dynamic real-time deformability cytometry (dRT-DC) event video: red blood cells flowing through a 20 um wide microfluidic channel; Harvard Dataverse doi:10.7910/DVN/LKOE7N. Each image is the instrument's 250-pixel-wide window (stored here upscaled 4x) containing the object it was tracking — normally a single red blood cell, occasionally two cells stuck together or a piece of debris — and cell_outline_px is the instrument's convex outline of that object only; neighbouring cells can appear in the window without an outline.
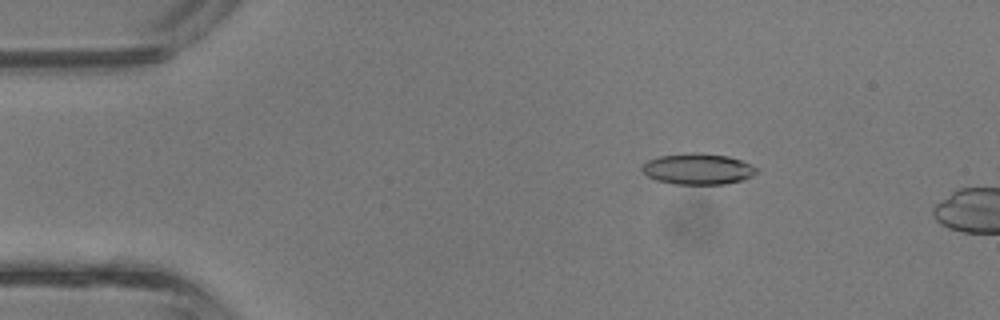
{"species": "common noctule bat (a hibernating species)", "species_latin": "Nyctalus noctula", "temperature_condition": "room temperature", "stored_images_in_passage": 12, "camera_frame_rate_fps": 3000, "um_per_image_px": 0.085, "animal": {"sex": "male", "body_mass_g": 13.3}, "frame": {"image": 1, "passage_image": 7, "time_ms": 2.0, "image_size_px": [1000, 320], "cell_outline_px": [[760, 172], [752, 176], [740, 180], [724, 184], [676, 184], [656, 180], [648, 176], [640, 168], [648, 160], [660, 156], [728, 156], [740, 160], [760, 168]], "centroid_in_image_um": [59.37, 14.42], "position_along_channel_um": 25.6, "area_um2": 19.65}}